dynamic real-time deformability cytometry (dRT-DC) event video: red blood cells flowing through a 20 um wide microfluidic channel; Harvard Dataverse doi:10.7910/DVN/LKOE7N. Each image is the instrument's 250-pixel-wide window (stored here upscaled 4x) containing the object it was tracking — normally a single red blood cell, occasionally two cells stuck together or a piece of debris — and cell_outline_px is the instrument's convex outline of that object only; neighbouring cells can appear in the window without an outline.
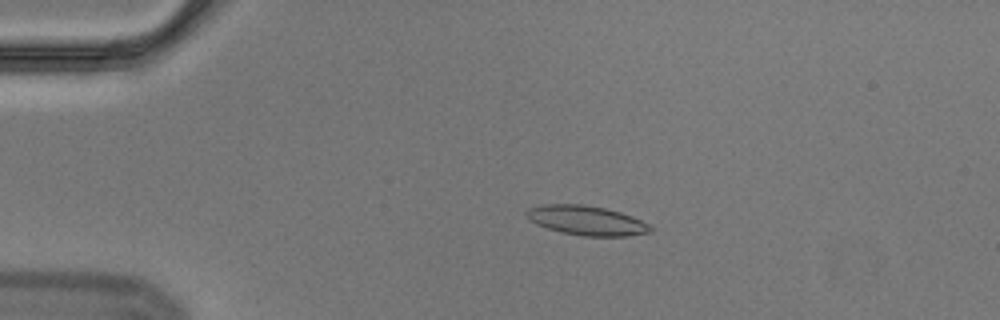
{"species": "Egyptian fruit bat (a non-hibernating species)", "species_latin": "Rousettus aegyptiacus", "temperature_condition": "cold", "stored_images_in_passage": 48, "segment_of_instrument_passage": [1, 2], "camera_frame_rate_fps": 3000, "um_per_image_px": 0.085, "animal": {"sex": "male"}, "frame": {"image": 1, "passage_image": 4, "time_ms": 1.0, "image_size_px": [1000, 320], "cell_outline_px": [[652, 232], [628, 236], [580, 236], [560, 232], [536, 224], [528, 220], [524, 212], [528, 208], [544, 204], [584, 204], [604, 208], [620, 212], [632, 216], [648, 224], [652, 228]], "centroid_in_image_um": [49.82, 18.74], "position_along_channel_um": 35.2, "area_um2": 21.44}}
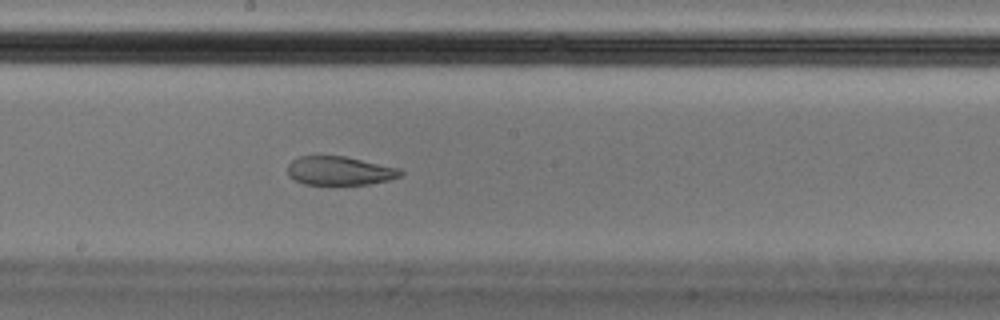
{"frame": {"image": 2, "passage_image": 23, "time_ms": 7.333, "image_size_px": [1000, 320], "cell_outline_px": [[404, 172], [400, 176], [388, 180], [368, 184], [304, 184], [288, 176], [288, 164], [292, 160], [300, 156], [344, 156], [400, 168]], "centroid_in_image_um": [28.87, 14.51], "position_along_channel_um": 219.3, "area_um2": 18.79}}